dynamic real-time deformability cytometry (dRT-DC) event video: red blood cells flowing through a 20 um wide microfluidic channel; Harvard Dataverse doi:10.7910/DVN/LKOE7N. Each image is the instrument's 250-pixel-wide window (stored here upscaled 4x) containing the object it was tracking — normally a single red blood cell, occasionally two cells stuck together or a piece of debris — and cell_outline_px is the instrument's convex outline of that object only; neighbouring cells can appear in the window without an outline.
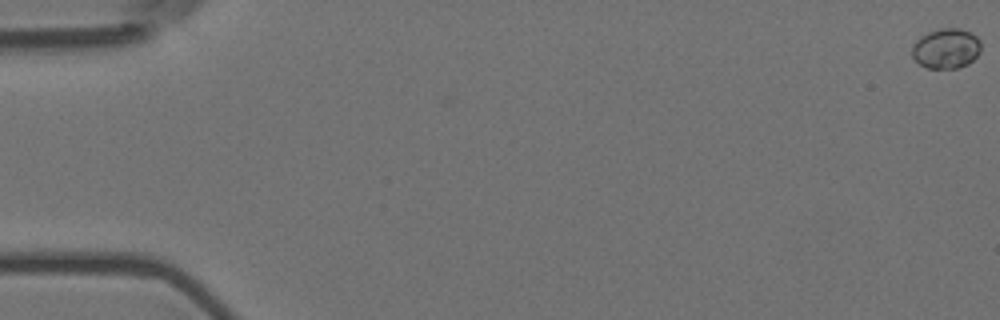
{"species": "Egyptian fruit bat (a non-hibernating species)", "species_latin": "Rousettus aegyptiacus", "temperature_condition": "room temperature", "stored_images_in_passage": 14, "camera_frame_rate_fps": 3000, "um_per_image_px": 0.085, "animal": {"sex": "female"}, "frame": {"image": 1, "passage_image": 1, "time_ms": 0.0, "image_size_px": [1000, 320], "cell_outline_px": [[980, 52], [968, 64], [956, 68], [928, 68], [920, 64], [912, 56], [912, 48], [916, 40], [920, 36], [928, 32], [940, 28], [960, 28], [976, 36], [980, 40]], "centroid_in_image_um": [80.42, 4.11], "position_along_channel_um": 4.6, "area_um2": 16.01}}